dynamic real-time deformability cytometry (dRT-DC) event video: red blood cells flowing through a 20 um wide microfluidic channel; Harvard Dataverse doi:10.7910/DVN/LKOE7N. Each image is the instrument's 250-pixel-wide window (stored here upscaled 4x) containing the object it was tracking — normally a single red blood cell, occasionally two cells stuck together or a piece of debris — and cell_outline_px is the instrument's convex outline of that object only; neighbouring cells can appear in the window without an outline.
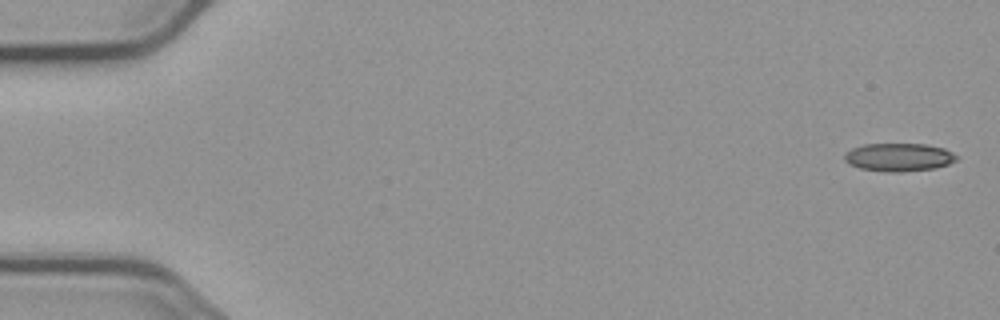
{"species": "common noctule bat (a hibernating species)", "species_latin": "Nyctalus noctula", "temperature_condition": "cold", "stored_images_in_passage": 6, "camera_frame_rate_fps": 3000, "um_per_image_px": 0.085, "animal": {"sex": "male", "body_mass_g": 23.1, "forearm_length_mm": 52.7}, "frame": {"image": 1, "passage_image": 1, "time_ms": 0.0, "image_size_px": [1000, 320], "cell_outline_px": [[956, 160], [948, 164], [936, 168], [900, 172], [884, 172], [860, 168], [848, 164], [844, 160], [844, 152], [852, 148], [864, 144], [924, 144], [944, 148], [952, 152], [956, 156]], "centroid_in_image_um": [76.36, 13.37], "position_along_channel_um": 8.6, "area_um2": 18.44}}
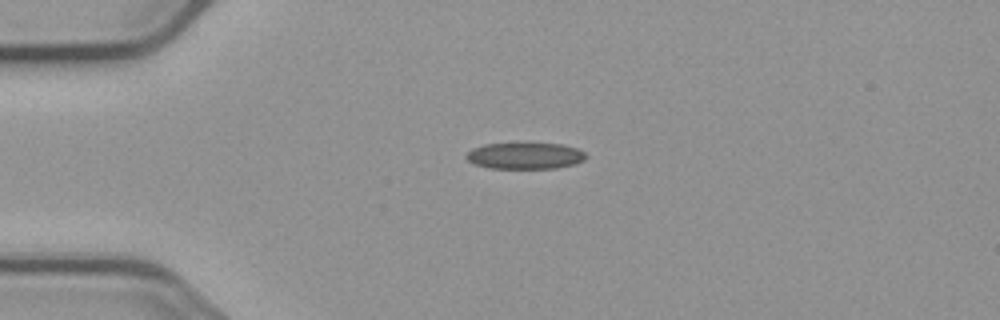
{"frame": {"image": 2, "passage_image": 4, "time_ms": 4.0, "image_size_px": [1000, 320], "cell_outline_px": [[588, 156], [584, 160], [572, 164], [556, 168], [488, 168], [476, 164], [468, 160], [464, 156], [472, 148], [484, 144], [560, 144], [576, 148], [584, 152]], "centroid_in_image_um": [44.61, 13.25], "position_along_channel_um": 40.4, "area_um2": 18.15}}
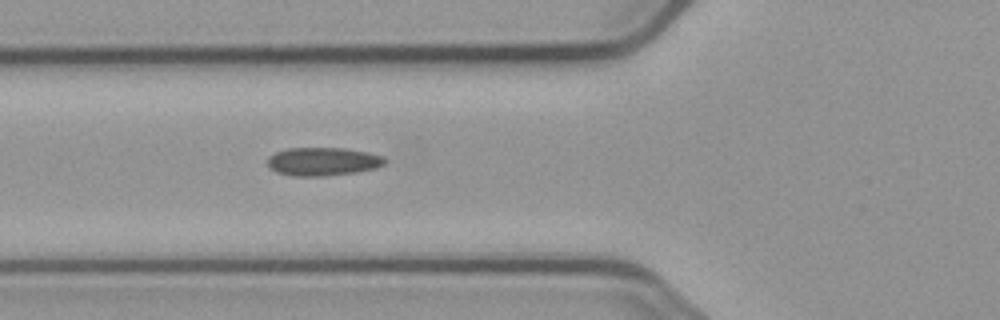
{"frame": {"image": 3, "passage_image": 6, "time_ms": 6.333, "image_size_px": [1000, 320], "cell_outline_px": [[384, 164], [376, 168], [356, 172], [324, 176], [292, 176], [276, 172], [268, 164], [268, 156], [276, 152], [288, 148], [344, 148], [368, 152], [384, 156]], "centroid_in_image_um": [27.44, 13.73], "position_along_channel_um": 98.4, "area_um2": 19.31}}